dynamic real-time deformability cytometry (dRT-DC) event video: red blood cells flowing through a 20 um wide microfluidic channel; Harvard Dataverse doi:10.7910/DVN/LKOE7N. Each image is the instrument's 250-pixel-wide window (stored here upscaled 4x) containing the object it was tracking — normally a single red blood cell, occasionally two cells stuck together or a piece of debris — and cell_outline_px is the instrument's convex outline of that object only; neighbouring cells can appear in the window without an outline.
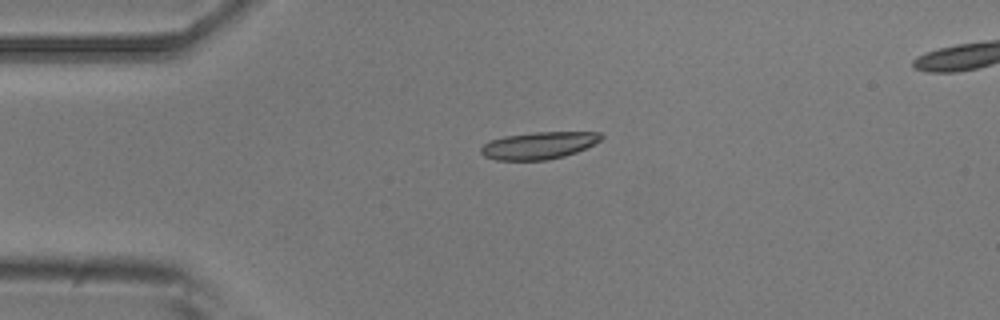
{"species": "common noctule bat (a hibernating species)", "species_latin": "Nyctalus noctula", "temperature_condition": "room temperature", "stored_images_in_passage": 3, "segment_of_instrument_passage": [1, 2], "camera_frame_rate_fps": 3000, "um_per_image_px": 0.085, "animal": {"sex": "male", "body_mass_g": 20.5, "forearm_length_mm": 52.5}, "frame": {"image": 1, "passage_image": 1, "time_ms": 0.0, "image_size_px": [1000, 320], "cell_outline_px": [[604, 136], [600, 140], [576, 152], [564, 156], [548, 160], [496, 160], [484, 156], [480, 152], [480, 148], [488, 140], [504, 136], [536, 132], [600, 132]], "centroid_in_image_um": [45.75, 12.36], "position_along_channel_um": 39.2, "area_um2": 19.02}}